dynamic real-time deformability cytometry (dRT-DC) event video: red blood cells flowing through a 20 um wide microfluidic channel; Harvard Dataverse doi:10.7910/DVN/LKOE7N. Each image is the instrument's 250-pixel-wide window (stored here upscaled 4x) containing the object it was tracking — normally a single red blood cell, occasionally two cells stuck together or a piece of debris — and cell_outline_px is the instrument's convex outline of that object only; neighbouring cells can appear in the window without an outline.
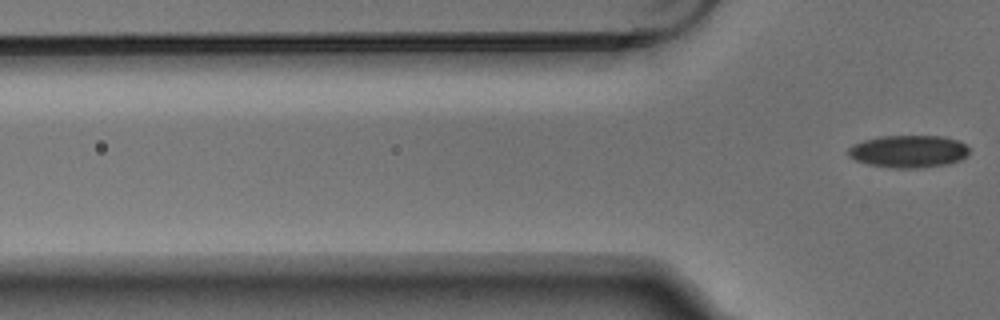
{"species": "Egyptian fruit bat (a non-hibernating species)", "species_latin": "Rousettus aegyptiacus", "temperature_condition": "warm", "stored_images_in_passage": 6, "segment_of_instrument_passage": [2, 2], "camera_frame_rate_fps": 3000, "um_per_image_px": 0.085, "animal": {"sex": "male"}, "frame": {"image": 1, "passage_image": 6, "time_ms": 1.667, "image_size_px": [1000, 320], "cell_outline_px": [[972, 148], [960, 160], [948, 164], [920, 168], [892, 168], [868, 164], [856, 160], [848, 156], [848, 148], [852, 144], [864, 140], [880, 136], [940, 136], [960, 140]], "centroid_in_image_um": [77.24, 12.86], "position_along_channel_um": 48.6, "area_um2": 23.06}}